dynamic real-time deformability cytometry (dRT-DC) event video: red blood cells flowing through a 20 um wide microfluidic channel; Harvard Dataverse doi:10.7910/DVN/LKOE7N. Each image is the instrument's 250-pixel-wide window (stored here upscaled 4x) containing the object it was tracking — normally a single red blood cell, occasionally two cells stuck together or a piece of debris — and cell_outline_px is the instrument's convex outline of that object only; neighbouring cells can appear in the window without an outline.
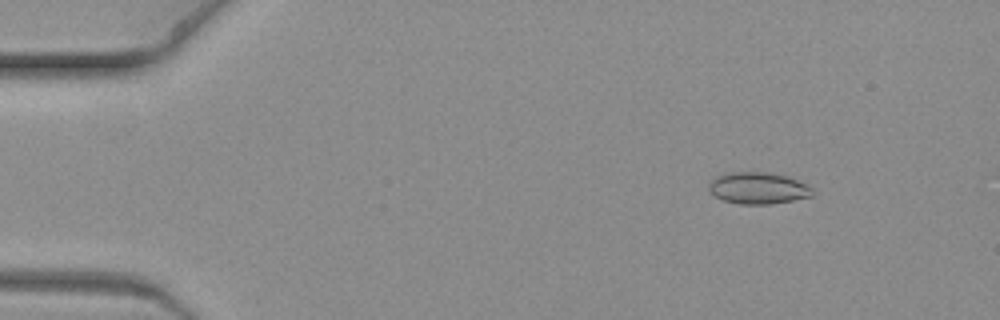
{"species": "common noctule bat (a hibernating species)", "species_latin": "Nyctalus noctula", "temperature_condition": "warm", "stored_images_in_passage": 4, "camera_frame_rate_fps": 3000, "um_per_image_px": 0.085, "animal": {"sex": "female", "body_mass_g": 19.3, "forearm_length_mm": 54.1}, "frame": {"image": 1, "passage_image": 2, "time_ms": 0.333, "image_size_px": [1000, 320], "cell_outline_px": [[812, 196], [772, 204], [740, 204], [724, 200], [708, 192], [708, 184], [716, 176], [732, 172], [764, 172], [784, 176], [796, 180], [812, 188]], "centroid_in_image_um": [64.39, 16.0], "position_along_channel_um": 20.6, "area_um2": 18.84}}